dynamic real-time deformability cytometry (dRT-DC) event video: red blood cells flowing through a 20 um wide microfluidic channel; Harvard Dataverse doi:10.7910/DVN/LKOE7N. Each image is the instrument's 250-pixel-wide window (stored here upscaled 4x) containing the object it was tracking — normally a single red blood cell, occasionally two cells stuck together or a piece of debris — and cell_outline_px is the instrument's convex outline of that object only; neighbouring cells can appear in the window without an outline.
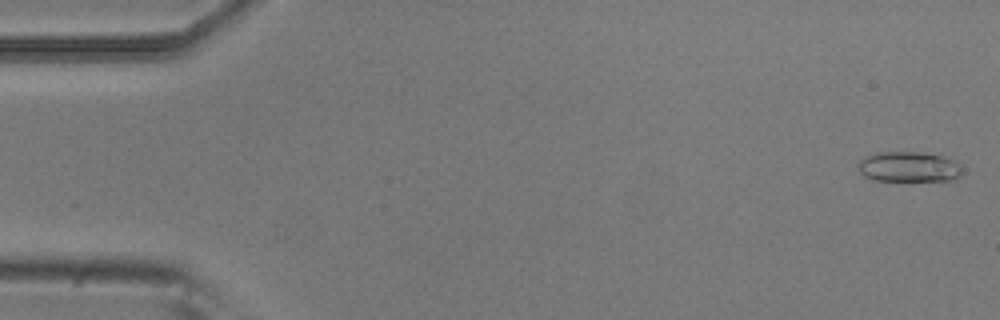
{"species": "common noctule bat (a hibernating species)", "species_latin": "Nyctalus noctula", "temperature_condition": "room temperature", "stored_images_in_passage": 5, "camera_frame_rate_fps": 3000, "um_per_image_px": 0.085, "animal": {"sex": "male", "body_mass_g": 20.5, "forearm_length_mm": 52.5}, "frame": {"image": 1, "passage_image": 1, "time_ms": 0.0, "image_size_px": [1000, 320], "cell_outline_px": [[960, 172], [952, 180], [872, 180], [864, 176], [860, 172], [860, 160], [876, 152], [920, 152], [944, 156], [956, 160], [960, 164]], "centroid_in_image_um": [77.25, 14.17], "position_along_channel_um": 7.7, "area_um2": 18.09}}
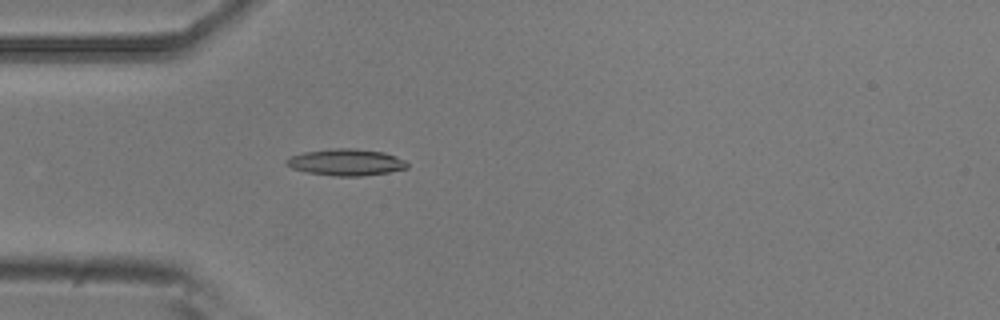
{"frame": {"image": 2, "passage_image": 5, "time_ms": 1.333, "image_size_px": [1000, 320], "cell_outline_px": [[408, 168], [388, 172], [360, 176], [336, 176], [308, 172], [292, 168], [284, 164], [284, 160], [292, 156], [304, 152], [332, 148], [356, 148], [384, 152], [396, 156], [404, 160], [408, 164]], "centroid_in_image_um": [29.41, 13.78], "position_along_channel_um": 55.6, "area_um2": 18.73}}